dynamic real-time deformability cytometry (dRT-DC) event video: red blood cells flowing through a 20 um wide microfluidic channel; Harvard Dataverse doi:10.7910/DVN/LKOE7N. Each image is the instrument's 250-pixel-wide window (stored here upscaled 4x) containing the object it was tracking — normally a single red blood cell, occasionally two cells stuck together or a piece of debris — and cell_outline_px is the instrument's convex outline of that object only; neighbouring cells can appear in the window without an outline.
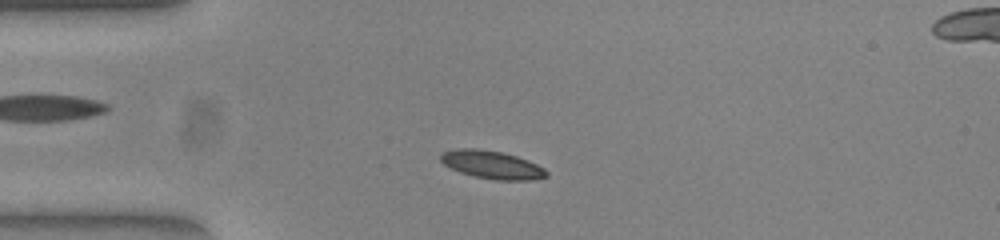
{"species": "common noctule bat (a hibernating species)", "species_latin": "Nyctalus noctula", "temperature_condition": "warm", "stored_images_in_passage": 46, "camera_frame_rate_fps": 3000, "um_per_image_px": 0.085, "animal": {"sex": "female", "body_mass_g": 23.0, "forearm_length_mm": 53.4}, "frame": {"image": 1, "passage_image": 7, "time_ms": 2.0, "image_size_px": [1000, 240], "cell_outline_px": [[548, 176], [532, 180], [496, 180], [472, 176], [460, 172], [444, 164], [440, 160], [440, 152], [456, 148], [476, 148], [504, 152], [528, 160], [544, 168], [548, 172]], "centroid_in_image_um": [41.8, 13.99], "position_along_channel_um": 43.2, "area_um2": 17.46}}
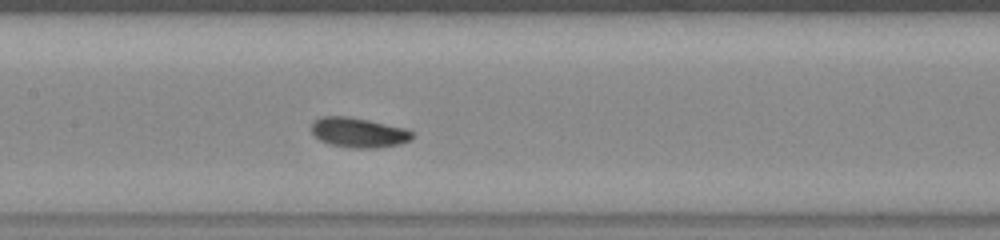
{"frame": {"image": 2, "passage_image": 19, "time_ms": 6.0, "image_size_px": [1000, 240], "cell_outline_px": [[412, 140], [400, 144], [376, 148], [348, 148], [328, 144], [320, 140], [312, 132], [312, 120], [320, 116], [348, 116], [368, 120], [404, 128], [412, 132]], "centroid_in_image_um": [30.44, 11.27], "position_along_channel_um": 177.0, "area_um2": 17.63}}
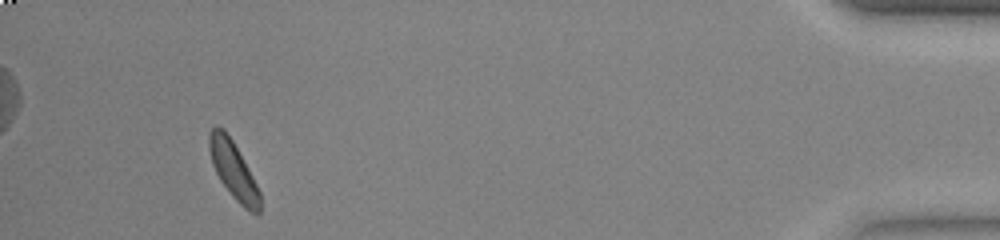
{"frame": {"image": 3, "passage_image": 43, "time_ms": 14.0, "image_size_px": [1000, 240], "cell_outline_px": [[260, 212], [256, 216], [248, 212], [232, 196], [220, 180], [212, 164], [208, 148], [208, 132], [216, 124], [224, 128], [232, 140], [252, 176], [260, 192]], "centroid_in_image_um": [19.81, 14.46], "position_along_channel_um": 415.4, "area_um2": 16.99}}